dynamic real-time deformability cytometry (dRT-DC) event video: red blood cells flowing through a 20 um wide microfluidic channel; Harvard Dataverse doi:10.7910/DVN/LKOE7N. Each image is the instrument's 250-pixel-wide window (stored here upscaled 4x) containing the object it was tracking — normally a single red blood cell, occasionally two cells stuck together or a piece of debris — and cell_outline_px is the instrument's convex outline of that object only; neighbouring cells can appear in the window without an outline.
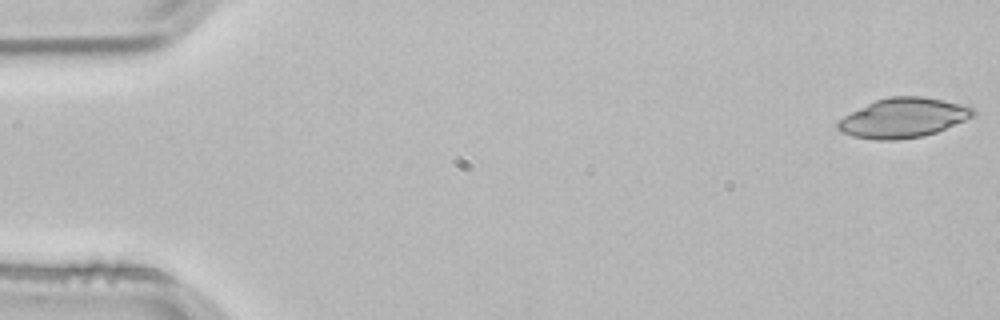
{"species": "common noctule bat (a hibernating species)", "species_latin": "Nyctalus noctula", "temperature_condition": "room temperature", "stored_images_in_passage": 52, "camera_frame_rate_fps": 3000, "um_per_image_px": 0.085, "animal": {"sex": "male", "body_mass_g": 21.5, "forearm_length_mm": 52.0}, "frame": {"image": 1, "passage_image": 1, "time_ms": 0.0, "image_size_px": [1000, 320], "cell_outline_px": [[976, 112], [972, 116], [964, 120], [936, 132], [924, 136], [896, 140], [872, 140], [852, 136], [840, 132], [836, 128], [836, 124], [844, 116], [876, 100], [888, 96], [920, 96], [968, 104]], "centroid_in_image_um": [76.77, 10.02], "position_along_channel_um": 8.2, "area_um2": 31.21}}